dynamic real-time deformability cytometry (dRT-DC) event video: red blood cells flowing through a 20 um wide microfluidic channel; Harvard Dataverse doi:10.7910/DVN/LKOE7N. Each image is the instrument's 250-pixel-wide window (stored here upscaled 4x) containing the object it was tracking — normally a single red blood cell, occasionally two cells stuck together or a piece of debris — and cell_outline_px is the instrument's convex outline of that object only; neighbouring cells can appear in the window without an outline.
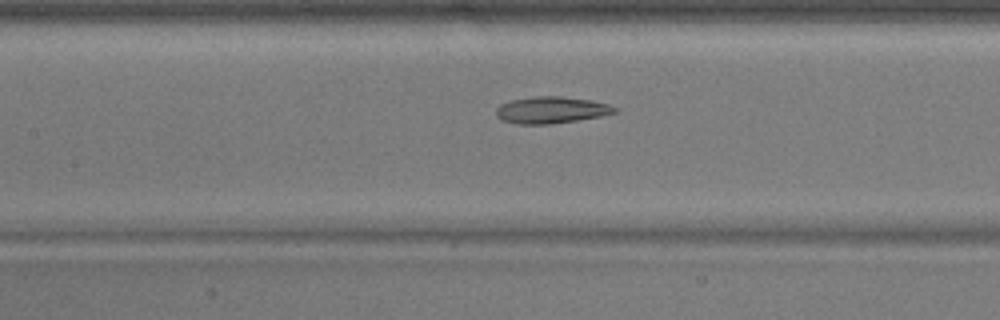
{"species": "common noctule bat (a hibernating species)", "species_latin": "Nyctalus noctula", "temperature_condition": "warm", "stored_images_in_passage": 51, "camera_frame_rate_fps": 3000, "um_per_image_px": 0.085, "animal": {"sex": "male", "body_mass_g": 17.9}, "frame": {"image": 1, "passage_image": 24, "time_ms": 7.667, "image_size_px": [1000, 320], "cell_outline_px": [[616, 112], [600, 116], [552, 124], [516, 124], [504, 120], [496, 116], [496, 108], [500, 104], [512, 100], [536, 96], [560, 96], [592, 100], [608, 104], [616, 108]], "centroid_in_image_um": [46.84, 9.35], "position_along_channel_um": 160.6, "area_um2": 18.32}}
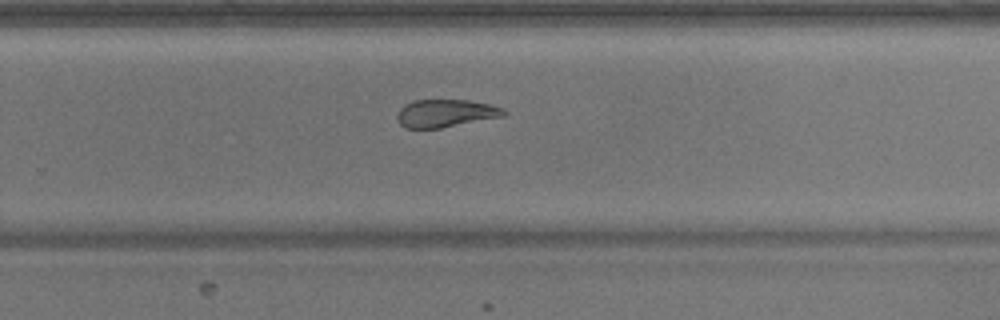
{"frame": {"image": 2, "passage_image": 34, "time_ms": 11.0, "image_size_px": [1000, 320], "cell_outline_px": [[508, 112], [504, 116], [440, 128], [404, 128], [400, 124], [396, 116], [400, 108], [404, 104], [412, 100], [468, 100], [488, 104], [500, 108]], "centroid_in_image_um": [37.83, 9.63], "position_along_channel_um": 292.0, "area_um2": 17.17}}
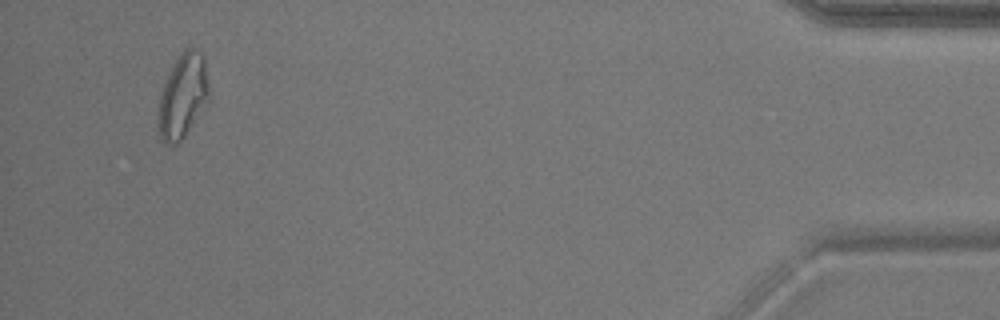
{"frame": {"image": 3, "passage_image": 49, "time_ms": 16.0, "image_size_px": [1000, 320], "cell_outline_px": [[208, 104], [184, 136], [176, 144], [172, 144], [164, 140], [160, 136], [156, 116], [156, 112], [160, 96], [164, 84], [172, 64], [180, 52], [184, 48], [192, 48], [200, 52], [204, 60], [208, 84]], "centroid_in_image_um": [15.52, 8.15], "position_along_channel_um": 419.7, "area_um2": 24.85}}